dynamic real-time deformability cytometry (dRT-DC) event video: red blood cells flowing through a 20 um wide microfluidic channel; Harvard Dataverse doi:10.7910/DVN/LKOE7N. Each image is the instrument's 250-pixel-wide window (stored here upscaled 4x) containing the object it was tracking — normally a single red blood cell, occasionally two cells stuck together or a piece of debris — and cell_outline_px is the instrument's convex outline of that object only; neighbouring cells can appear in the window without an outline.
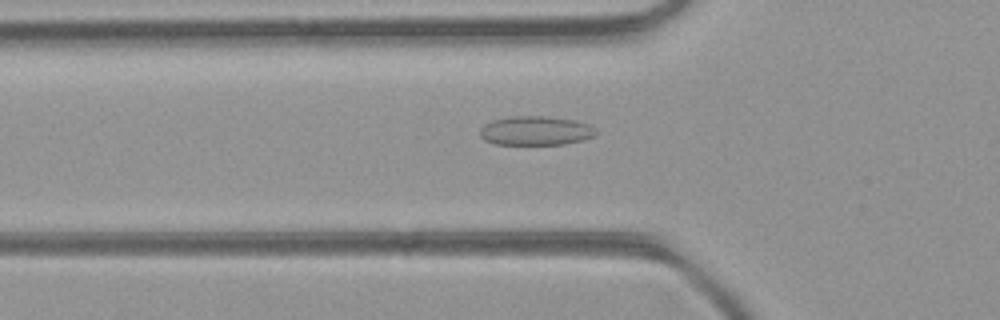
{"species": "common noctule bat (a hibernating species)", "species_latin": "Nyctalus noctula", "temperature_condition": "room temperature", "stored_images_in_passage": 46, "camera_frame_rate_fps": 3000, "um_per_image_px": 0.085, "animal": {"sex": "female", "body_mass_g": 21.9}, "frame": {"image": 1, "passage_image": 16, "time_ms": 5.0, "image_size_px": [1000, 320], "cell_outline_px": [[596, 132], [592, 136], [584, 140], [564, 144], [496, 144], [484, 140], [480, 136], [480, 128], [484, 124], [492, 120], [508, 116], [548, 116], [576, 120], [588, 124], [596, 128]], "centroid_in_image_um": [45.52, 11.1], "position_along_channel_um": 80.3, "area_um2": 19.83}}
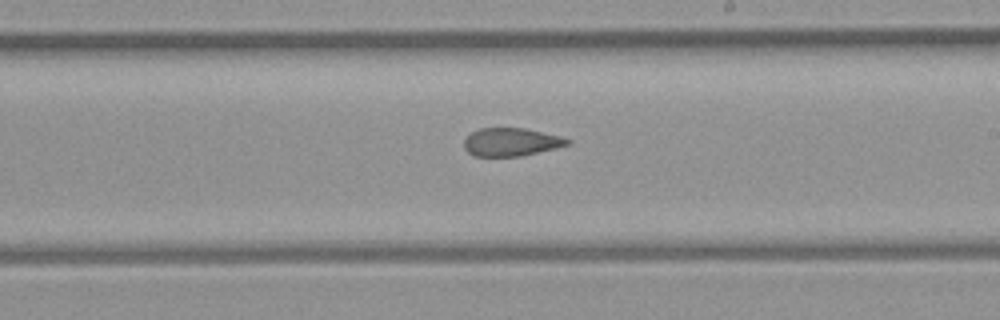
{"frame": {"image": 2, "passage_image": 27, "time_ms": 8.667, "image_size_px": [1000, 320], "cell_outline_px": [[572, 140], [568, 144], [556, 148], [520, 156], [472, 156], [464, 148], [464, 140], [472, 132], [480, 128], [524, 128], [560, 136]], "centroid_in_image_um": [43.43, 12.07], "position_along_channel_um": 245.6, "area_um2": 16.82}}
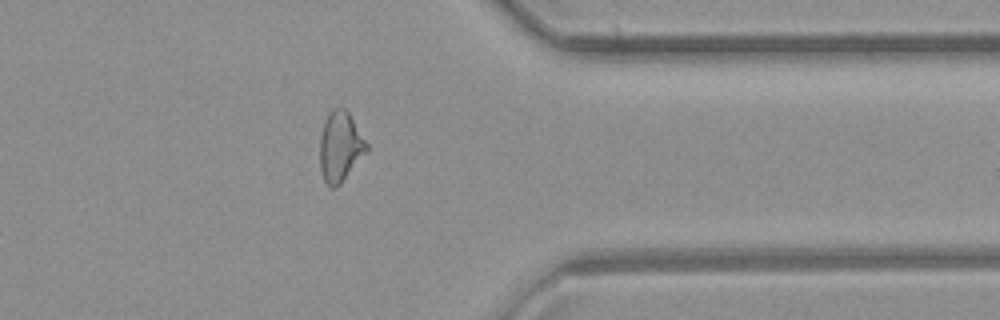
{"frame": {"image": 3, "passage_image": 37, "time_ms": 12.0, "image_size_px": [1000, 320], "cell_outline_px": [[368, 148], [340, 184], [336, 188], [332, 188], [324, 180], [320, 168], [320, 136], [324, 120], [332, 108], [344, 108], [348, 112], [368, 144]], "centroid_in_image_um": [28.89, 12.44], "position_along_channel_um": 382.5, "area_um2": 18.73}, "authors_computed_cell_mechanics": {"area_um2": 18.9873, "velocity_mm_per_s": 4.4809, "shape_relaxation_time_tau1_ms": null, "shape_relaxation_time_tau2_ms": 2.2862, "deformation_change_tau1": null, "deformation_change_tau2": 0.0878}}